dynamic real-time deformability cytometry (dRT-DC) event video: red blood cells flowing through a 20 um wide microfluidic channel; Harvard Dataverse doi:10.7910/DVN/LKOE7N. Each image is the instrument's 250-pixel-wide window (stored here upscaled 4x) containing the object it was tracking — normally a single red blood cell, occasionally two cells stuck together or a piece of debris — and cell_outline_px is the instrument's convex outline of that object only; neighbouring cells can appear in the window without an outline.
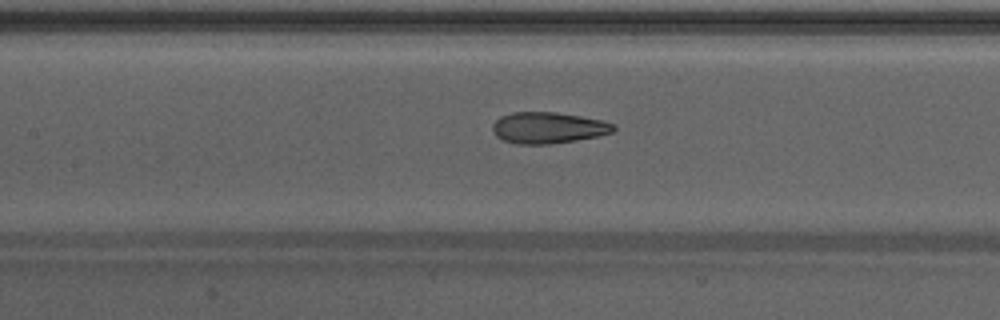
{"species": "Egyptian fruit bat (a non-hibernating species)", "species_latin": "Rousettus aegyptiacus", "temperature_condition": "warm", "stored_images_in_passage": 33, "camera_frame_rate_fps": 3000, "um_per_image_px": 0.085, "animal": {"sex": "male"}, "frame": {"image": 1, "passage_image": 8, "time_ms": 2.333, "image_size_px": [1000, 320], "cell_outline_px": [[616, 128], [612, 132], [596, 136], [576, 140], [548, 144], [516, 144], [504, 140], [496, 136], [492, 132], [492, 124], [500, 116], [512, 112], [556, 112], [580, 116], [600, 120], [612, 124]], "centroid_in_image_um": [46.53, 10.86], "position_along_channel_um": 160.9, "area_um2": 21.91}}
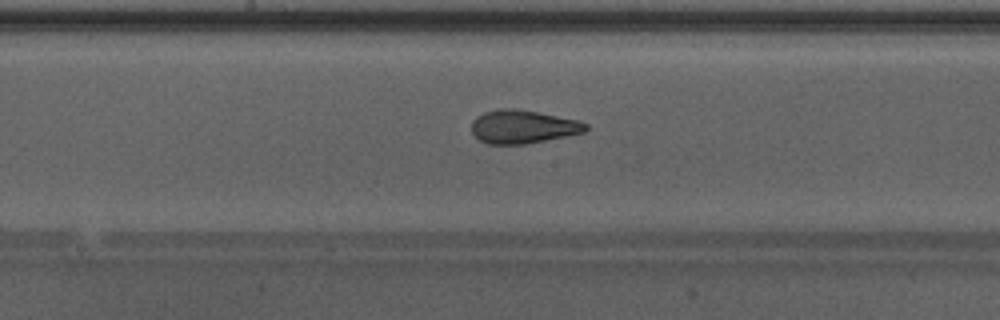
{"frame": {"image": 2, "passage_image": 11, "time_ms": 3.333, "image_size_px": [1000, 320], "cell_outline_px": [[588, 128], [584, 132], [524, 144], [488, 144], [480, 140], [472, 132], [472, 120], [476, 116], [484, 112], [496, 108], [516, 108], [580, 120], [588, 124]], "centroid_in_image_um": [44.43, 10.75], "position_along_channel_um": 203.8, "area_um2": 22.2}}
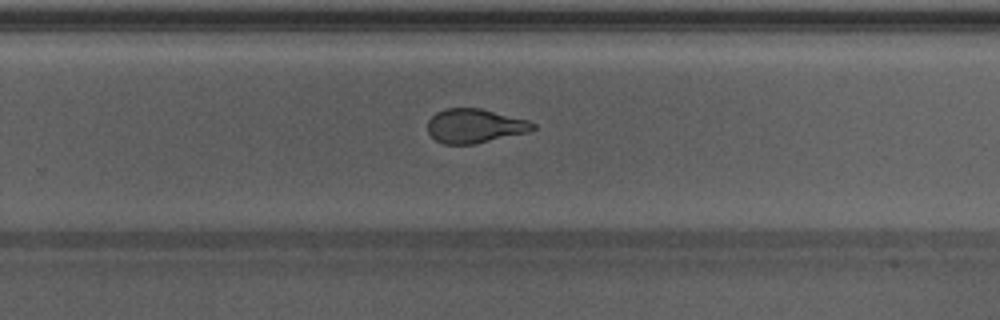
{"frame": {"image": 3, "passage_image": 17, "time_ms": 5.333, "image_size_px": [1000, 320], "cell_outline_px": [[536, 128], [528, 132], [476, 144], [444, 144], [436, 140], [428, 132], [428, 120], [436, 112], [444, 108], [480, 108], [528, 120], [536, 124]], "centroid_in_image_um": [40.36, 10.7], "position_along_channel_um": 289.4, "area_um2": 20.98}, "authors_computed_cell_mechanics": {"area_um2": 22.4842, "velocity_mm_per_s": 4.3032, "shape_relaxation_time_tau1_ms": 4.5991, "shape_relaxation_time_tau2_ms": 1.0246, "deformation_change_tau1": 0.1805, "deformation_change_tau2": 0.0815}}